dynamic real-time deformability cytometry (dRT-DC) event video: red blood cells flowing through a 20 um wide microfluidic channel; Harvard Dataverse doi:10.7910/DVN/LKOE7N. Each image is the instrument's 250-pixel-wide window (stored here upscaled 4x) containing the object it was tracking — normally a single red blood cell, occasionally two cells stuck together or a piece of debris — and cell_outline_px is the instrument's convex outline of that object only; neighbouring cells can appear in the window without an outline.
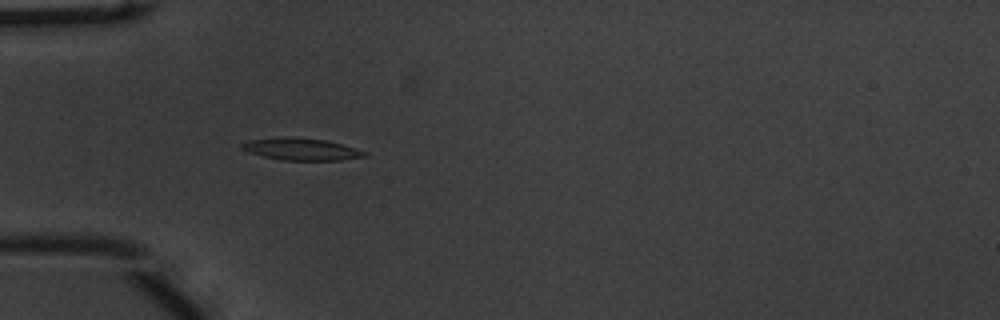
{"species": "common noctule bat (a hibernating species)", "species_latin": "Nyctalus noctula", "temperature_condition": "warm", "stored_images_in_passage": 46, "camera_frame_rate_fps": 3000, "um_per_image_px": 0.085, "animal": {"sex": "male", "body_mass_g": 20.1, "forearm_length_mm": 53.5}, "frame": {"image": 1, "passage_image": 9, "time_ms": 2.667, "image_size_px": [1000, 320], "cell_outline_px": [[368, 156], [340, 160], [280, 160], [248, 152], [240, 148], [240, 144], [248, 140], [288, 136], [292, 136], [324, 140], [344, 144], [368, 152]], "centroid_in_image_um": [25.62, 12.67], "position_along_channel_um": 59.4, "area_um2": 15.95}}
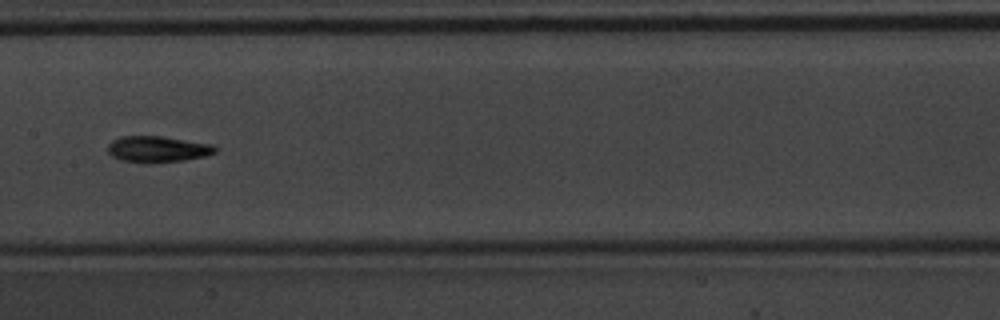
{"frame": {"image": 2, "passage_image": 20, "time_ms": 6.333, "image_size_px": [1000, 320], "cell_outline_px": [[216, 152], [204, 156], [184, 160], [120, 160], [112, 156], [108, 152], [108, 144], [112, 140], [120, 136], [160, 136], [212, 144], [216, 148]], "centroid_in_image_um": [13.38, 12.63], "position_along_channel_um": 194.0, "area_um2": 15.55}}
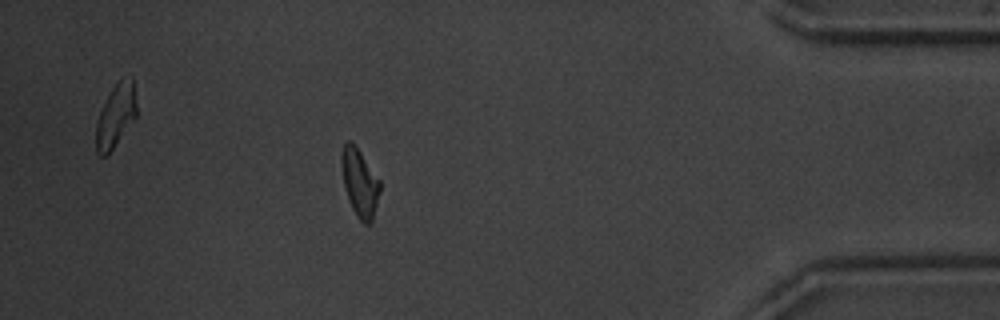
{"frame": {"image": 3, "passage_image": 40, "time_ms": 13.0, "image_size_px": [1000, 320], "cell_outline_px": [[380, 192], [372, 224], [364, 224], [360, 220], [352, 208], [344, 184], [340, 164], [340, 156], [344, 144], [348, 140], [352, 140], [380, 180]], "centroid_in_image_um": [30.58, 15.52], "position_along_channel_um": 404.6, "area_um2": 15.26}, "authors_computed_cell_mechanics": {"area_um2": 15.1436, "velocity_mm_per_s": 3.7777, "shape_relaxation_time_tau1_ms": 5.3144, "shape_relaxation_time_tau2_ms": 6.2158, "deformation_change_tau1": 0.1857, "deformation_change_tau2": 0.1549}}